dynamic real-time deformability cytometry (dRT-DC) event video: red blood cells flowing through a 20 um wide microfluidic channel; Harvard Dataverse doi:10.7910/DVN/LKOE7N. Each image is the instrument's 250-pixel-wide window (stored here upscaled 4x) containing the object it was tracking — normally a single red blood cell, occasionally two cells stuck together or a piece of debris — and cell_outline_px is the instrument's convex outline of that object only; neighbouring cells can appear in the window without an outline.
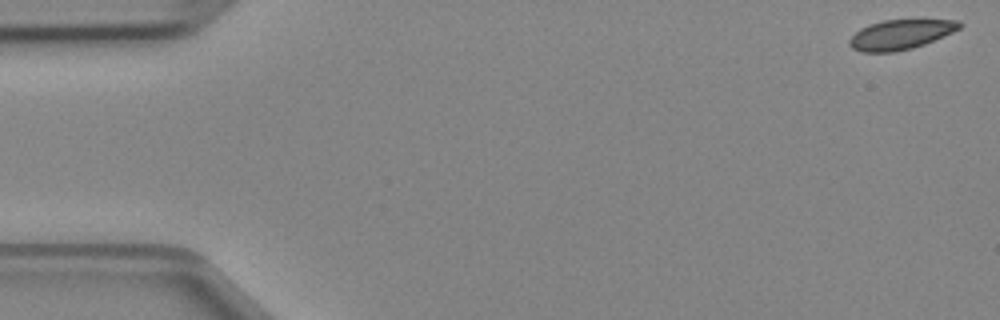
{"species": "Egyptian fruit bat (a non-hibernating species)", "species_latin": "Rousettus aegyptiacus", "temperature_condition": "cold", "stored_images_in_passage": 47, "camera_frame_rate_fps": 3000, "um_per_image_px": 0.085, "animal": {"sex": "female"}, "frame": {"image": 1, "passage_image": 1, "time_ms": 0.0, "image_size_px": [1000, 320], "cell_outline_px": [[964, 24], [960, 28], [944, 36], [924, 44], [912, 48], [896, 52], [860, 52], [852, 48], [848, 44], [848, 40], [860, 28], [884, 20], [960, 20]], "centroid_in_image_um": [76.55, 2.94], "position_along_channel_um": 8.5, "area_um2": 19.02}}
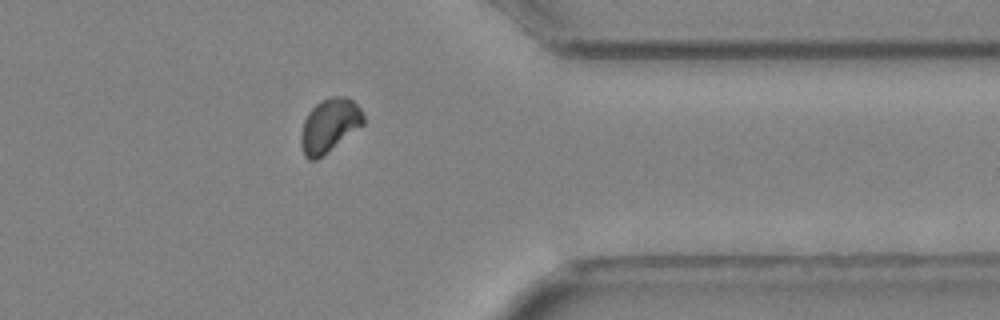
{"frame": {"image": 2, "passage_image": 38, "time_ms": 12.333, "image_size_px": [1000, 320], "cell_outline_px": [[364, 124], [316, 160], [308, 160], [304, 156], [300, 144], [300, 136], [304, 120], [308, 112], [320, 100], [332, 96], [348, 96], [360, 108], [364, 116]], "centroid_in_image_um": [27.98, 10.65], "position_along_channel_um": 383.4, "area_um2": 19.48}}
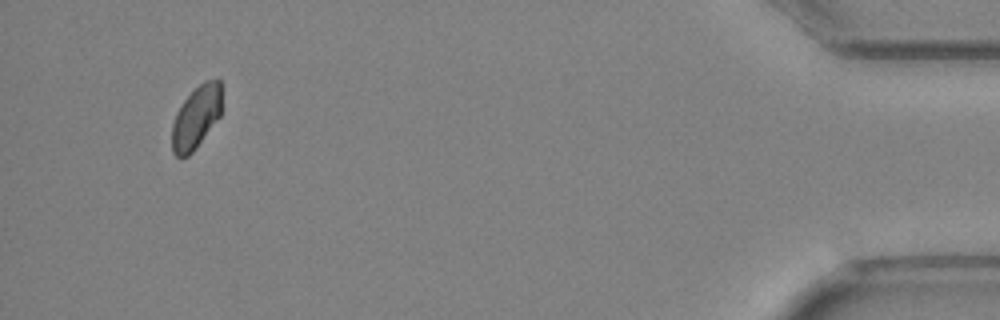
{"frame": {"image": 3, "passage_image": 45, "time_ms": 14.667, "image_size_px": [1000, 320], "cell_outline_px": [[220, 116], [192, 152], [188, 156], [180, 160], [172, 152], [172, 124], [176, 112], [180, 104], [204, 80], [220, 80]], "centroid_in_image_um": [16.63, 10.01], "position_along_channel_um": 418.6, "area_um2": 17.98}}